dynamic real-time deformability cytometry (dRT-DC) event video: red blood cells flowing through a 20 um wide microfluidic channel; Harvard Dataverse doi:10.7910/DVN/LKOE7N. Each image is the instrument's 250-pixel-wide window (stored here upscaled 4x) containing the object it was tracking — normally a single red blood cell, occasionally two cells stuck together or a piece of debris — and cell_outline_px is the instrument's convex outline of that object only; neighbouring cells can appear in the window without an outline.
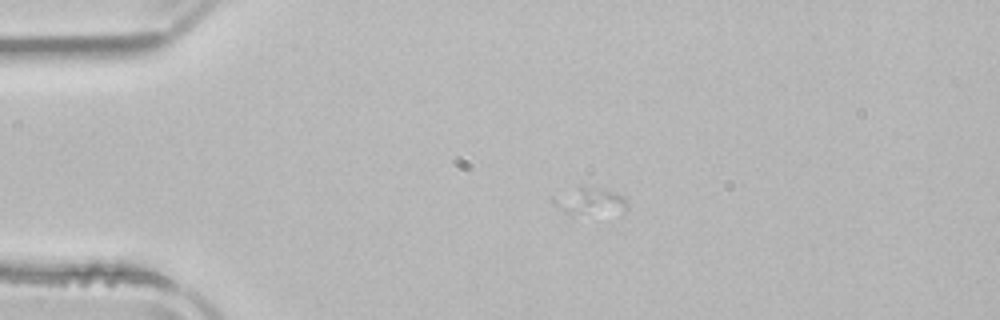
{"species": "common noctule bat (a hibernating species)", "species_latin": "Nyctalus noctula", "temperature_condition": "room temperature", "stored_images_in_passage": 2, "camera_frame_rate_fps": 3000, "um_per_image_px": 0.085, "animal": {"sex": "male", "body_mass_g": 21.5, "forearm_length_mm": 52.0}, "frame": {"image": 1, "passage_image": 1, "time_ms": 0.0, "image_size_px": [1000, 320], "cell_outline_px": [[628, 208], [624, 212], [564, 212], [552, 200], [552, 196], [580, 184], [600, 188], [616, 192], [624, 196], [628, 204]], "centroid_in_image_um": [50.17, 17.02], "position_along_channel_um": 34.8, "area_um2": 11.56}}